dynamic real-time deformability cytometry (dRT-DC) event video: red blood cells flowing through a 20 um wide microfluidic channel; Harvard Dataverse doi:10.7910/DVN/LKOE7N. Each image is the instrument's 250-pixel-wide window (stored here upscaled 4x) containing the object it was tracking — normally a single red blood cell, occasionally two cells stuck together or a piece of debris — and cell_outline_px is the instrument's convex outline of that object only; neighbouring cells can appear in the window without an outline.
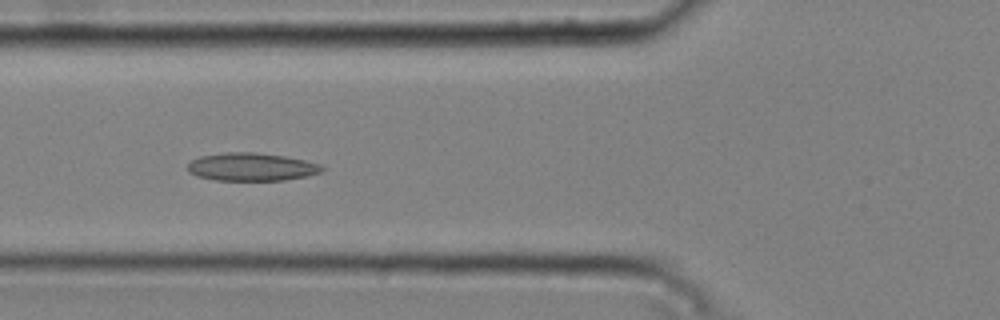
{"species": "common noctule bat (a hibernating species)", "species_latin": "Nyctalus noctula", "temperature_condition": "cold", "stored_images_in_passage": 46, "camera_frame_rate_fps": 3000, "um_per_image_px": 0.085, "animal": {"sex": "male", "body_mass_g": 20.4}, "frame": {"image": 1, "passage_image": 15, "time_ms": 4.667, "image_size_px": [1000, 320], "cell_outline_px": [[324, 168], [320, 172], [304, 176], [284, 180], [216, 180], [196, 176], [188, 172], [188, 164], [192, 160], [200, 156], [224, 152], [256, 152], [284, 156], [304, 160], [320, 164]], "centroid_in_image_um": [21.33, 14.18], "position_along_channel_um": 104.5, "area_um2": 21.79}}
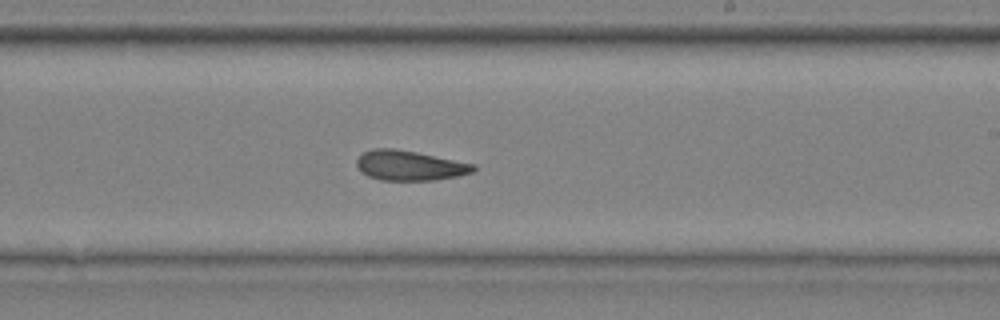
{"frame": {"image": 2, "passage_image": 27, "time_ms": 8.667, "image_size_px": [1000, 320], "cell_outline_px": [[476, 168], [472, 172], [456, 176], [436, 180], [380, 180], [368, 176], [356, 164], [356, 160], [364, 152], [372, 148], [396, 148], [476, 164]], "centroid_in_image_um": [34.83, 14.06], "position_along_channel_um": 254.2, "area_um2": 20.23}}
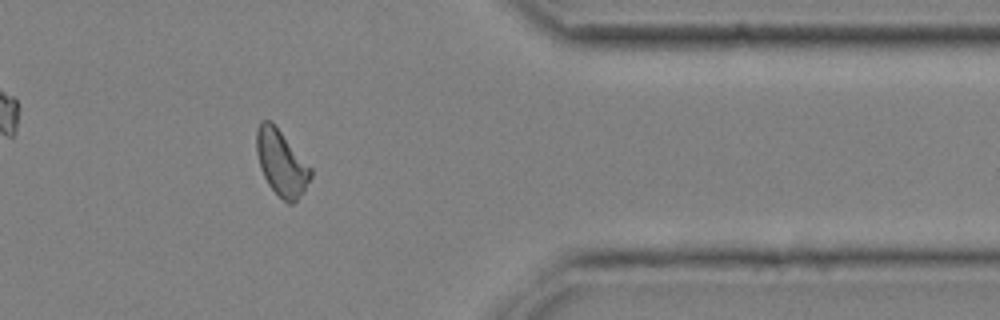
{"frame": {"image": 3, "passage_image": 39, "time_ms": 12.667, "image_size_px": [1000, 320], "cell_outline_px": [[312, 176], [304, 192], [292, 204], [288, 204], [268, 184], [260, 168], [256, 152], [256, 128], [260, 120], [272, 120], [312, 168]], "centroid_in_image_um": [23.91, 13.8], "position_along_channel_um": 387.5, "area_um2": 20.92}, "authors_computed_cell_mechanics": {"area_um2": 20.7791, "velocity_mm_per_s": 3.7452, "shape_relaxation_time_tau1_ms": null, "shape_relaxation_time_tau2_ms": 4.3143, "deformation_change_tau1": null, "deformation_change_tau2": 0.1068}}